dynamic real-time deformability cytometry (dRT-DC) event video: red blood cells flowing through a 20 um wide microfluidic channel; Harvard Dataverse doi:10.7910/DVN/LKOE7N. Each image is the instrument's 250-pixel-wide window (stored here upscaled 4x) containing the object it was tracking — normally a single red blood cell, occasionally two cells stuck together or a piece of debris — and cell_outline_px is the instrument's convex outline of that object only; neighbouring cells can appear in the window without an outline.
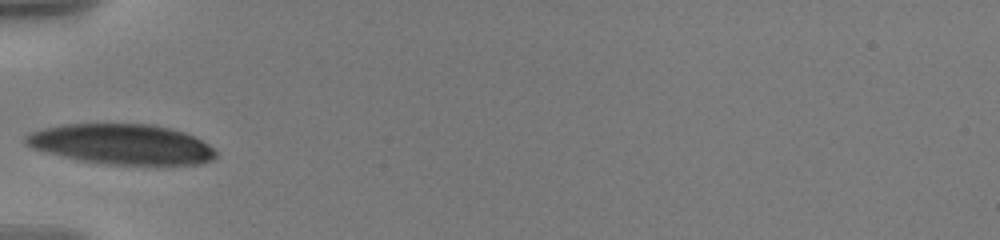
{"species": "human", "species_latin": "Homo sapiens", "temperature_condition": "warm", "stored_images_in_passage": 3, "camera_frame_rate_fps": 3000, "um_per_image_px": 0.085, "donor": {"sex": "male"}, "frame": {"image": 1, "passage_image": 1, "time_ms": 0.0, "image_size_px": [1000, 240], "cell_outline_px": [[216, 156], [212, 160], [200, 164], [108, 164], [76, 160], [32, 148], [24, 144], [24, 136], [32, 132], [44, 128], [64, 124], [152, 124], [184, 132], [208, 144], [216, 152]], "centroid_in_image_um": [10.3, 12.26], "position_along_channel_um": 74.7, "area_um2": 44.33}}